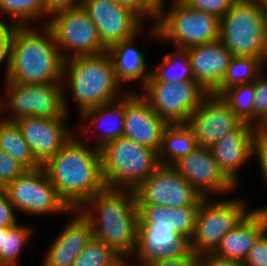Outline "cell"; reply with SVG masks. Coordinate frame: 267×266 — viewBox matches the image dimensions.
I'll return each mask as SVG.
<instances>
[{"label": "cell", "instance_id": "cell-9", "mask_svg": "<svg viewBox=\"0 0 267 266\" xmlns=\"http://www.w3.org/2000/svg\"><path fill=\"white\" fill-rule=\"evenodd\" d=\"M210 200V197L202 199L194 234L188 242V248L198 254L213 252L221 239L250 212L241 198Z\"/></svg>", "mask_w": 267, "mask_h": 266}, {"label": "cell", "instance_id": "cell-37", "mask_svg": "<svg viewBox=\"0 0 267 266\" xmlns=\"http://www.w3.org/2000/svg\"><path fill=\"white\" fill-rule=\"evenodd\" d=\"M186 7L201 10L221 19L237 0H179Z\"/></svg>", "mask_w": 267, "mask_h": 266}, {"label": "cell", "instance_id": "cell-22", "mask_svg": "<svg viewBox=\"0 0 267 266\" xmlns=\"http://www.w3.org/2000/svg\"><path fill=\"white\" fill-rule=\"evenodd\" d=\"M267 230V207L250 209L242 221L231 229L213 251L217 255L244 262L250 249Z\"/></svg>", "mask_w": 267, "mask_h": 266}, {"label": "cell", "instance_id": "cell-24", "mask_svg": "<svg viewBox=\"0 0 267 266\" xmlns=\"http://www.w3.org/2000/svg\"><path fill=\"white\" fill-rule=\"evenodd\" d=\"M125 112L126 94L116 101L84 111L80 115V120H83V125L81 124V126L83 127L86 124L83 128V134H86L85 137H88L87 133H90L93 130L92 128L95 129V126L99 125L101 127L99 132L101 134L98 133L100 135L99 141L95 144V147L101 149L107 143L123 137Z\"/></svg>", "mask_w": 267, "mask_h": 266}, {"label": "cell", "instance_id": "cell-11", "mask_svg": "<svg viewBox=\"0 0 267 266\" xmlns=\"http://www.w3.org/2000/svg\"><path fill=\"white\" fill-rule=\"evenodd\" d=\"M13 207L27 215L71 213L72 209L59 196L43 166L25 170L4 188Z\"/></svg>", "mask_w": 267, "mask_h": 266}, {"label": "cell", "instance_id": "cell-48", "mask_svg": "<svg viewBox=\"0 0 267 266\" xmlns=\"http://www.w3.org/2000/svg\"><path fill=\"white\" fill-rule=\"evenodd\" d=\"M131 263H133V264H131ZM134 262H132V260H131V262L129 261V260H124L119 266H134Z\"/></svg>", "mask_w": 267, "mask_h": 266}, {"label": "cell", "instance_id": "cell-6", "mask_svg": "<svg viewBox=\"0 0 267 266\" xmlns=\"http://www.w3.org/2000/svg\"><path fill=\"white\" fill-rule=\"evenodd\" d=\"M100 152L106 188L134 190L160 166L157 151L125 137L107 143Z\"/></svg>", "mask_w": 267, "mask_h": 266}, {"label": "cell", "instance_id": "cell-42", "mask_svg": "<svg viewBox=\"0 0 267 266\" xmlns=\"http://www.w3.org/2000/svg\"><path fill=\"white\" fill-rule=\"evenodd\" d=\"M15 28L16 25L6 23L5 20L0 18V64L6 62V64L4 63L5 70L10 60L11 41Z\"/></svg>", "mask_w": 267, "mask_h": 266}, {"label": "cell", "instance_id": "cell-44", "mask_svg": "<svg viewBox=\"0 0 267 266\" xmlns=\"http://www.w3.org/2000/svg\"><path fill=\"white\" fill-rule=\"evenodd\" d=\"M199 266H244L243 262L222 257L214 252H206L199 255Z\"/></svg>", "mask_w": 267, "mask_h": 266}, {"label": "cell", "instance_id": "cell-31", "mask_svg": "<svg viewBox=\"0 0 267 266\" xmlns=\"http://www.w3.org/2000/svg\"><path fill=\"white\" fill-rule=\"evenodd\" d=\"M1 17L16 26H30L38 17H46V0H0Z\"/></svg>", "mask_w": 267, "mask_h": 266}, {"label": "cell", "instance_id": "cell-47", "mask_svg": "<svg viewBox=\"0 0 267 266\" xmlns=\"http://www.w3.org/2000/svg\"><path fill=\"white\" fill-rule=\"evenodd\" d=\"M261 9L267 14V0H256Z\"/></svg>", "mask_w": 267, "mask_h": 266}, {"label": "cell", "instance_id": "cell-19", "mask_svg": "<svg viewBox=\"0 0 267 266\" xmlns=\"http://www.w3.org/2000/svg\"><path fill=\"white\" fill-rule=\"evenodd\" d=\"M254 128L253 125L242 122L210 148L219 169L236 187L239 183L238 171L253 158Z\"/></svg>", "mask_w": 267, "mask_h": 266}, {"label": "cell", "instance_id": "cell-15", "mask_svg": "<svg viewBox=\"0 0 267 266\" xmlns=\"http://www.w3.org/2000/svg\"><path fill=\"white\" fill-rule=\"evenodd\" d=\"M241 123L220 96L208 94L191 114L186 125L192 130L198 146L211 148Z\"/></svg>", "mask_w": 267, "mask_h": 266}, {"label": "cell", "instance_id": "cell-49", "mask_svg": "<svg viewBox=\"0 0 267 266\" xmlns=\"http://www.w3.org/2000/svg\"><path fill=\"white\" fill-rule=\"evenodd\" d=\"M2 101H4L2 98H0V119L2 118L3 109H2Z\"/></svg>", "mask_w": 267, "mask_h": 266}, {"label": "cell", "instance_id": "cell-46", "mask_svg": "<svg viewBox=\"0 0 267 266\" xmlns=\"http://www.w3.org/2000/svg\"><path fill=\"white\" fill-rule=\"evenodd\" d=\"M4 234H7V228H0V251L3 250Z\"/></svg>", "mask_w": 267, "mask_h": 266}, {"label": "cell", "instance_id": "cell-33", "mask_svg": "<svg viewBox=\"0 0 267 266\" xmlns=\"http://www.w3.org/2000/svg\"><path fill=\"white\" fill-rule=\"evenodd\" d=\"M34 228L18 223L14 227H7V234H4L3 250L0 251V266H18V260L29 243L34 233Z\"/></svg>", "mask_w": 267, "mask_h": 266}, {"label": "cell", "instance_id": "cell-8", "mask_svg": "<svg viewBox=\"0 0 267 266\" xmlns=\"http://www.w3.org/2000/svg\"><path fill=\"white\" fill-rule=\"evenodd\" d=\"M8 96L2 108L10 111L1 119L14 122L22 117L67 119L62 83L20 84L5 80ZM7 108V109H6ZM12 114V115H11Z\"/></svg>", "mask_w": 267, "mask_h": 266}, {"label": "cell", "instance_id": "cell-35", "mask_svg": "<svg viewBox=\"0 0 267 266\" xmlns=\"http://www.w3.org/2000/svg\"><path fill=\"white\" fill-rule=\"evenodd\" d=\"M254 91V127L267 125V76L263 72L254 81Z\"/></svg>", "mask_w": 267, "mask_h": 266}, {"label": "cell", "instance_id": "cell-28", "mask_svg": "<svg viewBox=\"0 0 267 266\" xmlns=\"http://www.w3.org/2000/svg\"><path fill=\"white\" fill-rule=\"evenodd\" d=\"M180 83L195 81L188 52L186 49L176 48L174 52L167 53L159 65L153 70L147 82Z\"/></svg>", "mask_w": 267, "mask_h": 266}, {"label": "cell", "instance_id": "cell-38", "mask_svg": "<svg viewBox=\"0 0 267 266\" xmlns=\"http://www.w3.org/2000/svg\"><path fill=\"white\" fill-rule=\"evenodd\" d=\"M258 158L262 177L267 183V125L254 128L253 132V157Z\"/></svg>", "mask_w": 267, "mask_h": 266}, {"label": "cell", "instance_id": "cell-51", "mask_svg": "<svg viewBox=\"0 0 267 266\" xmlns=\"http://www.w3.org/2000/svg\"><path fill=\"white\" fill-rule=\"evenodd\" d=\"M4 193V188L0 185V196Z\"/></svg>", "mask_w": 267, "mask_h": 266}, {"label": "cell", "instance_id": "cell-25", "mask_svg": "<svg viewBox=\"0 0 267 266\" xmlns=\"http://www.w3.org/2000/svg\"><path fill=\"white\" fill-rule=\"evenodd\" d=\"M188 243L173 229L149 228L138 225L137 245L132 258L135 263H147L149 260L183 252Z\"/></svg>", "mask_w": 267, "mask_h": 266}, {"label": "cell", "instance_id": "cell-14", "mask_svg": "<svg viewBox=\"0 0 267 266\" xmlns=\"http://www.w3.org/2000/svg\"><path fill=\"white\" fill-rule=\"evenodd\" d=\"M82 7L97 27L102 44H113L139 34L144 21L133 11L112 0H83Z\"/></svg>", "mask_w": 267, "mask_h": 266}, {"label": "cell", "instance_id": "cell-16", "mask_svg": "<svg viewBox=\"0 0 267 266\" xmlns=\"http://www.w3.org/2000/svg\"><path fill=\"white\" fill-rule=\"evenodd\" d=\"M173 167L203 197L231 193L236 186L219 169L210 148L197 146Z\"/></svg>", "mask_w": 267, "mask_h": 266}, {"label": "cell", "instance_id": "cell-13", "mask_svg": "<svg viewBox=\"0 0 267 266\" xmlns=\"http://www.w3.org/2000/svg\"><path fill=\"white\" fill-rule=\"evenodd\" d=\"M137 205L199 206L204 198L173 166L160 165L134 189Z\"/></svg>", "mask_w": 267, "mask_h": 266}, {"label": "cell", "instance_id": "cell-20", "mask_svg": "<svg viewBox=\"0 0 267 266\" xmlns=\"http://www.w3.org/2000/svg\"><path fill=\"white\" fill-rule=\"evenodd\" d=\"M192 67L194 80L212 94L222 83L232 53L220 41L186 48Z\"/></svg>", "mask_w": 267, "mask_h": 266}, {"label": "cell", "instance_id": "cell-3", "mask_svg": "<svg viewBox=\"0 0 267 266\" xmlns=\"http://www.w3.org/2000/svg\"><path fill=\"white\" fill-rule=\"evenodd\" d=\"M16 26L5 79L20 84L62 83L64 59L51 29Z\"/></svg>", "mask_w": 267, "mask_h": 266}, {"label": "cell", "instance_id": "cell-27", "mask_svg": "<svg viewBox=\"0 0 267 266\" xmlns=\"http://www.w3.org/2000/svg\"><path fill=\"white\" fill-rule=\"evenodd\" d=\"M198 146L192 130L186 124L168 125L158 151L160 165L173 166Z\"/></svg>", "mask_w": 267, "mask_h": 266}, {"label": "cell", "instance_id": "cell-32", "mask_svg": "<svg viewBox=\"0 0 267 266\" xmlns=\"http://www.w3.org/2000/svg\"><path fill=\"white\" fill-rule=\"evenodd\" d=\"M254 81L226 89L220 97L242 121L254 126Z\"/></svg>", "mask_w": 267, "mask_h": 266}, {"label": "cell", "instance_id": "cell-39", "mask_svg": "<svg viewBox=\"0 0 267 266\" xmlns=\"http://www.w3.org/2000/svg\"><path fill=\"white\" fill-rule=\"evenodd\" d=\"M26 169L0 149V185L5 188Z\"/></svg>", "mask_w": 267, "mask_h": 266}, {"label": "cell", "instance_id": "cell-2", "mask_svg": "<svg viewBox=\"0 0 267 266\" xmlns=\"http://www.w3.org/2000/svg\"><path fill=\"white\" fill-rule=\"evenodd\" d=\"M78 210L90 222L95 238L111 247L124 260L132 259L139 225L134 190L105 188Z\"/></svg>", "mask_w": 267, "mask_h": 266}, {"label": "cell", "instance_id": "cell-29", "mask_svg": "<svg viewBox=\"0 0 267 266\" xmlns=\"http://www.w3.org/2000/svg\"><path fill=\"white\" fill-rule=\"evenodd\" d=\"M0 149L26 170L37 169L42 166L34 157L15 122L0 119Z\"/></svg>", "mask_w": 267, "mask_h": 266}, {"label": "cell", "instance_id": "cell-45", "mask_svg": "<svg viewBox=\"0 0 267 266\" xmlns=\"http://www.w3.org/2000/svg\"><path fill=\"white\" fill-rule=\"evenodd\" d=\"M83 0H46V18L59 11L82 6Z\"/></svg>", "mask_w": 267, "mask_h": 266}, {"label": "cell", "instance_id": "cell-30", "mask_svg": "<svg viewBox=\"0 0 267 266\" xmlns=\"http://www.w3.org/2000/svg\"><path fill=\"white\" fill-rule=\"evenodd\" d=\"M265 64L262 58L232 56L222 83L212 94L220 96L230 87L255 81Z\"/></svg>", "mask_w": 267, "mask_h": 266}, {"label": "cell", "instance_id": "cell-26", "mask_svg": "<svg viewBox=\"0 0 267 266\" xmlns=\"http://www.w3.org/2000/svg\"><path fill=\"white\" fill-rule=\"evenodd\" d=\"M137 37L138 34L113 44L107 49V53L112 59L117 81L123 85L124 82L139 80L142 88L151 76V69H147L144 53L133 43Z\"/></svg>", "mask_w": 267, "mask_h": 266}, {"label": "cell", "instance_id": "cell-1", "mask_svg": "<svg viewBox=\"0 0 267 266\" xmlns=\"http://www.w3.org/2000/svg\"><path fill=\"white\" fill-rule=\"evenodd\" d=\"M59 196L72 210L103 191L101 152L78 139L76 133L42 165Z\"/></svg>", "mask_w": 267, "mask_h": 266}, {"label": "cell", "instance_id": "cell-36", "mask_svg": "<svg viewBox=\"0 0 267 266\" xmlns=\"http://www.w3.org/2000/svg\"><path fill=\"white\" fill-rule=\"evenodd\" d=\"M199 255L187 248L180 253L153 258L147 264L149 266H199Z\"/></svg>", "mask_w": 267, "mask_h": 266}, {"label": "cell", "instance_id": "cell-12", "mask_svg": "<svg viewBox=\"0 0 267 266\" xmlns=\"http://www.w3.org/2000/svg\"><path fill=\"white\" fill-rule=\"evenodd\" d=\"M140 93L168 124H186L208 93L196 81L147 82Z\"/></svg>", "mask_w": 267, "mask_h": 266}, {"label": "cell", "instance_id": "cell-34", "mask_svg": "<svg viewBox=\"0 0 267 266\" xmlns=\"http://www.w3.org/2000/svg\"><path fill=\"white\" fill-rule=\"evenodd\" d=\"M123 261L111 247L93 236L72 266H119Z\"/></svg>", "mask_w": 267, "mask_h": 266}, {"label": "cell", "instance_id": "cell-21", "mask_svg": "<svg viewBox=\"0 0 267 266\" xmlns=\"http://www.w3.org/2000/svg\"><path fill=\"white\" fill-rule=\"evenodd\" d=\"M65 226L50 245L42 266H72L93 237L90 222L79 212L72 210Z\"/></svg>", "mask_w": 267, "mask_h": 266}, {"label": "cell", "instance_id": "cell-41", "mask_svg": "<svg viewBox=\"0 0 267 266\" xmlns=\"http://www.w3.org/2000/svg\"><path fill=\"white\" fill-rule=\"evenodd\" d=\"M244 266H267V230L258 238L243 262Z\"/></svg>", "mask_w": 267, "mask_h": 266}, {"label": "cell", "instance_id": "cell-5", "mask_svg": "<svg viewBox=\"0 0 267 266\" xmlns=\"http://www.w3.org/2000/svg\"><path fill=\"white\" fill-rule=\"evenodd\" d=\"M172 1L168 9L165 1L158 5L151 37L172 42L175 48L181 49L219 40L220 19L217 16L186 7L179 0Z\"/></svg>", "mask_w": 267, "mask_h": 266}, {"label": "cell", "instance_id": "cell-40", "mask_svg": "<svg viewBox=\"0 0 267 266\" xmlns=\"http://www.w3.org/2000/svg\"><path fill=\"white\" fill-rule=\"evenodd\" d=\"M117 5L128 8L136 13L143 21L149 17L154 19L157 17L158 5L153 0H112Z\"/></svg>", "mask_w": 267, "mask_h": 266}, {"label": "cell", "instance_id": "cell-4", "mask_svg": "<svg viewBox=\"0 0 267 266\" xmlns=\"http://www.w3.org/2000/svg\"><path fill=\"white\" fill-rule=\"evenodd\" d=\"M62 84L65 88L64 106L67 114V90L78 105L79 115L88 109L116 101L128 92L118 93L122 85L116 79L113 62L107 52L64 60Z\"/></svg>", "mask_w": 267, "mask_h": 266}, {"label": "cell", "instance_id": "cell-10", "mask_svg": "<svg viewBox=\"0 0 267 266\" xmlns=\"http://www.w3.org/2000/svg\"><path fill=\"white\" fill-rule=\"evenodd\" d=\"M45 24L51 29L64 60L107 52L97 27L82 6L56 12Z\"/></svg>", "mask_w": 267, "mask_h": 266}, {"label": "cell", "instance_id": "cell-50", "mask_svg": "<svg viewBox=\"0 0 267 266\" xmlns=\"http://www.w3.org/2000/svg\"><path fill=\"white\" fill-rule=\"evenodd\" d=\"M157 5H159L160 3L164 2L165 0H153Z\"/></svg>", "mask_w": 267, "mask_h": 266}, {"label": "cell", "instance_id": "cell-17", "mask_svg": "<svg viewBox=\"0 0 267 266\" xmlns=\"http://www.w3.org/2000/svg\"><path fill=\"white\" fill-rule=\"evenodd\" d=\"M168 124L152 109L140 92L126 93L123 137L159 151Z\"/></svg>", "mask_w": 267, "mask_h": 266}, {"label": "cell", "instance_id": "cell-43", "mask_svg": "<svg viewBox=\"0 0 267 266\" xmlns=\"http://www.w3.org/2000/svg\"><path fill=\"white\" fill-rule=\"evenodd\" d=\"M17 219V211L13 207L9 197L3 193L0 196V228L16 226L19 223Z\"/></svg>", "mask_w": 267, "mask_h": 266}, {"label": "cell", "instance_id": "cell-7", "mask_svg": "<svg viewBox=\"0 0 267 266\" xmlns=\"http://www.w3.org/2000/svg\"><path fill=\"white\" fill-rule=\"evenodd\" d=\"M219 40L232 56L267 63V14L256 0H237L220 19Z\"/></svg>", "mask_w": 267, "mask_h": 266}, {"label": "cell", "instance_id": "cell-18", "mask_svg": "<svg viewBox=\"0 0 267 266\" xmlns=\"http://www.w3.org/2000/svg\"><path fill=\"white\" fill-rule=\"evenodd\" d=\"M67 119L22 117L14 121L34 157L44 165L71 139L73 133L65 125Z\"/></svg>", "mask_w": 267, "mask_h": 266}, {"label": "cell", "instance_id": "cell-23", "mask_svg": "<svg viewBox=\"0 0 267 266\" xmlns=\"http://www.w3.org/2000/svg\"><path fill=\"white\" fill-rule=\"evenodd\" d=\"M139 225L149 228L173 229L187 243L194 234L199 206L168 208L157 205H137Z\"/></svg>", "mask_w": 267, "mask_h": 266}, {"label": "cell", "instance_id": "cell-52", "mask_svg": "<svg viewBox=\"0 0 267 266\" xmlns=\"http://www.w3.org/2000/svg\"><path fill=\"white\" fill-rule=\"evenodd\" d=\"M138 266H149L147 263H139Z\"/></svg>", "mask_w": 267, "mask_h": 266}]
</instances>
